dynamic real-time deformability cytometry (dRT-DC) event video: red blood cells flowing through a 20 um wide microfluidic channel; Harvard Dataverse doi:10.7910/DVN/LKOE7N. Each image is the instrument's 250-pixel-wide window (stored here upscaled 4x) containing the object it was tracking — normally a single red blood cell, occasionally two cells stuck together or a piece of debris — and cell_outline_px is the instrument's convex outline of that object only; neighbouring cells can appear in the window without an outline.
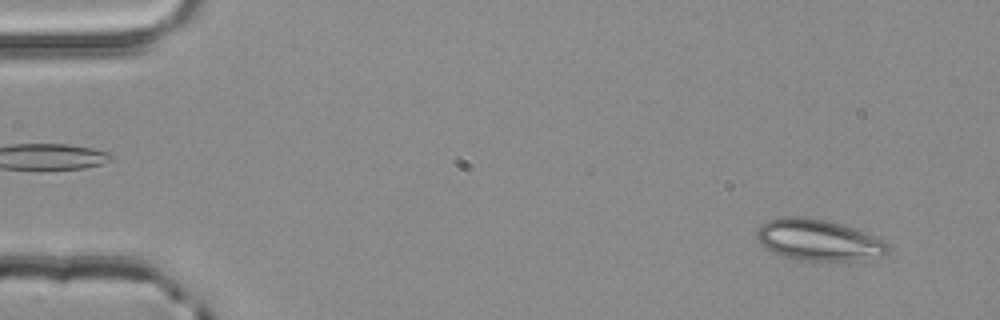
{"species": "common noctule bat (a hibernating species)", "species_latin": "Nyctalus noctula", "temperature_condition": "room temperature", "stored_images_in_passage": 3, "camera_frame_rate_fps": 3000, "um_per_image_px": 0.085, "animal": {"sex": "male", "body_mass_g": 20.4}, "frame": {"image": 1, "passage_image": 1, "time_ms": 0.0, "image_size_px": [1000, 320], "cell_outline_px": [[888, 248], [880, 256], [864, 260], [804, 260], [784, 256], [768, 248], [756, 240], [756, 228], [760, 224], [768, 220], [780, 216], [804, 216], [824, 220], [840, 224], [852, 228], [884, 240], [888, 244]], "centroid_in_image_um": [69.51, 20.38], "position_along_channel_um": 15.5, "area_um2": 31.1}}